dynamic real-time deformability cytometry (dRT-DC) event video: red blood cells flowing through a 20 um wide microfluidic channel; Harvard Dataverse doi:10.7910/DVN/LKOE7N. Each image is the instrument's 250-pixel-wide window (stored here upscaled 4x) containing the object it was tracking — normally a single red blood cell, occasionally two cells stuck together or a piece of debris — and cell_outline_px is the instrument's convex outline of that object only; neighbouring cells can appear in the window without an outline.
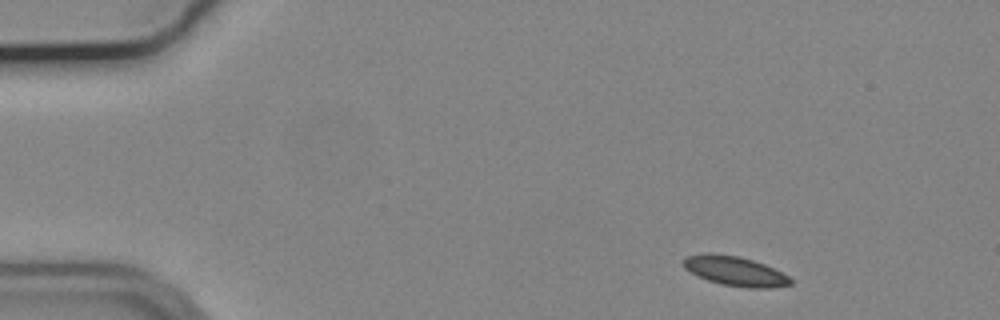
{"species": "common noctule bat (a hibernating species)", "species_latin": "Nyctalus noctula", "temperature_condition": "cold", "stored_images_in_passage": 53, "camera_frame_rate_fps": 3000, "um_per_image_px": 0.085, "animal": {"sex": "male", "body_mass_g": 19.2, "forearm_length_mm": 51.8}, "frame": {"image": 1, "passage_image": 4, "time_ms": 1.0, "image_size_px": [1000, 320], "cell_outline_px": [[792, 284], [768, 288], [748, 288], [720, 284], [708, 280], [684, 268], [684, 256], [704, 252], [712, 252], [740, 256], [764, 264], [788, 276], [792, 280]], "centroid_in_image_um": [62.45, 23.02], "position_along_channel_um": 22.6, "area_um2": 18.44}}
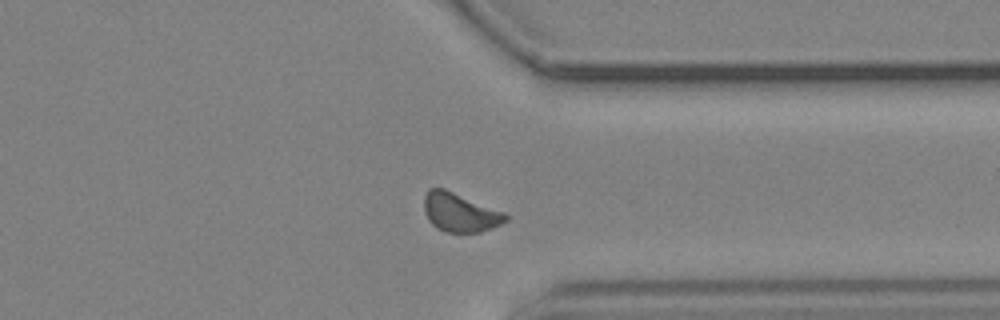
{"frame": {"image": 2, "passage_image": 40, "time_ms": 13.0, "image_size_px": [1000, 320], "cell_outline_px": [[508, 220], [492, 228], [480, 232], [444, 232], [436, 228], [428, 220], [424, 212], [424, 196], [428, 188], [444, 188], [504, 212], [508, 216]], "centroid_in_image_um": [39.07, 18.06], "position_along_channel_um": 372.3, "area_um2": 18.5}}
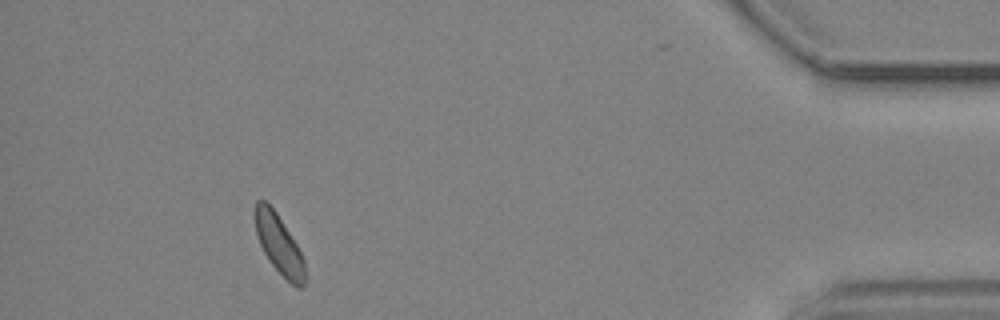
{"frame": {"image": 3, "passage_image": 48, "time_ms": 15.667, "image_size_px": [1000, 320], "cell_outline_px": [[304, 284], [300, 288], [296, 288], [268, 260], [256, 236], [256, 200], [264, 200], [276, 212], [296, 244], [304, 260]], "centroid_in_image_um": [23.71, 20.78], "position_along_channel_um": 411.5, "area_um2": 16.59}, "authors_computed_cell_mechanics": {"area_um2": 18.0914, "velocity_mm_per_s": 3.6514, "shape_relaxation_time_tau1_ms": 7.5349, "shape_relaxation_time_tau2_ms": null, "deformation_change_tau1": 0.0814, "deformation_change_tau2": null}}